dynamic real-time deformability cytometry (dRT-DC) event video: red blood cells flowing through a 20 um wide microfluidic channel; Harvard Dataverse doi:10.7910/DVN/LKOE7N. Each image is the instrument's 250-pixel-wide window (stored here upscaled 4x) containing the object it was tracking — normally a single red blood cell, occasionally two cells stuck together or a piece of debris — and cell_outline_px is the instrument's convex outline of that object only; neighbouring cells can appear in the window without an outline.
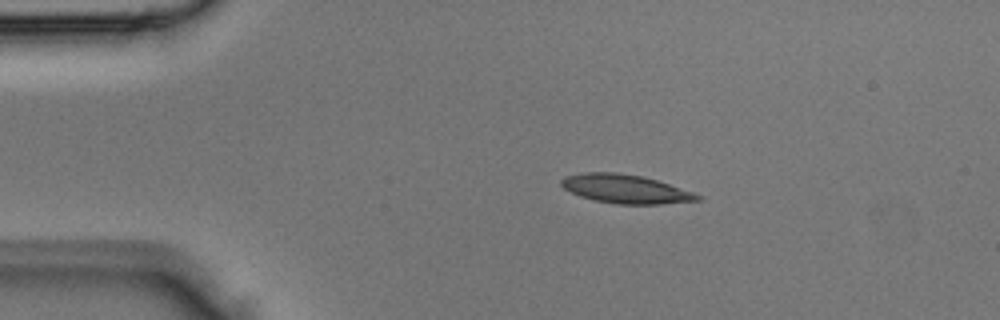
{"species": "Egyptian fruit bat (a non-hibernating species)", "species_latin": "Rousettus aegyptiacus", "temperature_condition": "room temperature", "stored_images_in_passage": 4, "segment_of_instrument_passage": [1, 2], "camera_frame_rate_fps": 3000, "um_per_image_px": 0.085, "animal": {"sex": "male"}, "frame": {"image": 1, "passage_image": 2, "time_ms": 0.333, "image_size_px": [1000, 320], "cell_outline_px": [[704, 196], [700, 200], [660, 204], [616, 204], [596, 200], [580, 196], [564, 188], [560, 184], [560, 180], [564, 176], [584, 172], [616, 172], [644, 176]], "centroid_in_image_um": [53.15, 16.05], "position_along_channel_um": 31.9, "area_um2": 22.72}}